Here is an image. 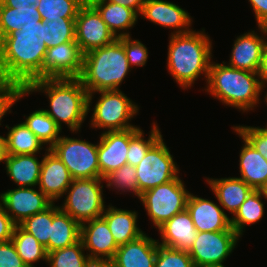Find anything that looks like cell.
I'll list each match as a JSON object with an SVG mask.
<instances>
[{"label":"cell","mask_w":267,"mask_h":267,"mask_svg":"<svg viewBox=\"0 0 267 267\" xmlns=\"http://www.w3.org/2000/svg\"><path fill=\"white\" fill-rule=\"evenodd\" d=\"M44 21H31L21 30L0 39V79L14 82L24 89L42 79L47 47Z\"/></svg>","instance_id":"obj_1"},{"label":"cell","mask_w":267,"mask_h":267,"mask_svg":"<svg viewBox=\"0 0 267 267\" xmlns=\"http://www.w3.org/2000/svg\"><path fill=\"white\" fill-rule=\"evenodd\" d=\"M166 68L182 90L190 89L201 76L207 83L209 67L214 56L213 39L205 28L184 34H170Z\"/></svg>","instance_id":"obj_2"},{"label":"cell","mask_w":267,"mask_h":267,"mask_svg":"<svg viewBox=\"0 0 267 267\" xmlns=\"http://www.w3.org/2000/svg\"><path fill=\"white\" fill-rule=\"evenodd\" d=\"M28 97L34 93H44L49 106L43 110L63 128L67 126L72 134L81 132L88 116V92L78 78L37 79L24 89Z\"/></svg>","instance_id":"obj_3"},{"label":"cell","mask_w":267,"mask_h":267,"mask_svg":"<svg viewBox=\"0 0 267 267\" xmlns=\"http://www.w3.org/2000/svg\"><path fill=\"white\" fill-rule=\"evenodd\" d=\"M205 84L203 92L242 113L254 112L262 102L258 74L230 67L223 61L218 63L212 59Z\"/></svg>","instance_id":"obj_4"},{"label":"cell","mask_w":267,"mask_h":267,"mask_svg":"<svg viewBox=\"0 0 267 267\" xmlns=\"http://www.w3.org/2000/svg\"><path fill=\"white\" fill-rule=\"evenodd\" d=\"M131 70L124 46L116 39L107 46L84 54L78 79L88 94L101 90H119Z\"/></svg>","instance_id":"obj_5"},{"label":"cell","mask_w":267,"mask_h":267,"mask_svg":"<svg viewBox=\"0 0 267 267\" xmlns=\"http://www.w3.org/2000/svg\"><path fill=\"white\" fill-rule=\"evenodd\" d=\"M100 95L94 106V95ZM93 106V107H92ZM88 113L90 127L101 129V133L107 131H121L130 128L140 127L131 123V120L139 115L140 106L131 98L119 90H101L88 94Z\"/></svg>","instance_id":"obj_6"},{"label":"cell","mask_w":267,"mask_h":267,"mask_svg":"<svg viewBox=\"0 0 267 267\" xmlns=\"http://www.w3.org/2000/svg\"><path fill=\"white\" fill-rule=\"evenodd\" d=\"M103 184L104 178L73 179L60 209L80 224L102 217L107 206Z\"/></svg>","instance_id":"obj_7"},{"label":"cell","mask_w":267,"mask_h":267,"mask_svg":"<svg viewBox=\"0 0 267 267\" xmlns=\"http://www.w3.org/2000/svg\"><path fill=\"white\" fill-rule=\"evenodd\" d=\"M190 193L179 175L174 180L141 193L139 201L157 230L174 215L186 209Z\"/></svg>","instance_id":"obj_8"},{"label":"cell","mask_w":267,"mask_h":267,"mask_svg":"<svg viewBox=\"0 0 267 267\" xmlns=\"http://www.w3.org/2000/svg\"><path fill=\"white\" fill-rule=\"evenodd\" d=\"M50 150L64 163L72 179L100 178L98 141L95 144L63 134Z\"/></svg>","instance_id":"obj_9"},{"label":"cell","mask_w":267,"mask_h":267,"mask_svg":"<svg viewBox=\"0 0 267 267\" xmlns=\"http://www.w3.org/2000/svg\"><path fill=\"white\" fill-rule=\"evenodd\" d=\"M169 149L162 136L135 166L139 198L141 193L174 180L180 175L179 165Z\"/></svg>","instance_id":"obj_10"},{"label":"cell","mask_w":267,"mask_h":267,"mask_svg":"<svg viewBox=\"0 0 267 267\" xmlns=\"http://www.w3.org/2000/svg\"><path fill=\"white\" fill-rule=\"evenodd\" d=\"M240 238L232 227L225 231L198 232L188 253L195 267L225 265L224 262L237 248Z\"/></svg>","instance_id":"obj_11"},{"label":"cell","mask_w":267,"mask_h":267,"mask_svg":"<svg viewBox=\"0 0 267 267\" xmlns=\"http://www.w3.org/2000/svg\"><path fill=\"white\" fill-rule=\"evenodd\" d=\"M116 39L98 11L87 1L75 19V41L83 54L107 46Z\"/></svg>","instance_id":"obj_12"},{"label":"cell","mask_w":267,"mask_h":267,"mask_svg":"<svg viewBox=\"0 0 267 267\" xmlns=\"http://www.w3.org/2000/svg\"><path fill=\"white\" fill-rule=\"evenodd\" d=\"M83 57L76 41L47 48L42 79L78 78L82 72Z\"/></svg>","instance_id":"obj_13"},{"label":"cell","mask_w":267,"mask_h":267,"mask_svg":"<svg viewBox=\"0 0 267 267\" xmlns=\"http://www.w3.org/2000/svg\"><path fill=\"white\" fill-rule=\"evenodd\" d=\"M0 203L14 223L19 225L30 216L46 210L54 202L38 187H14L0 193Z\"/></svg>","instance_id":"obj_14"},{"label":"cell","mask_w":267,"mask_h":267,"mask_svg":"<svg viewBox=\"0 0 267 267\" xmlns=\"http://www.w3.org/2000/svg\"><path fill=\"white\" fill-rule=\"evenodd\" d=\"M256 30L250 29L235 38L229 61H223L225 64L240 70L258 72L267 45V27L257 26Z\"/></svg>","instance_id":"obj_15"},{"label":"cell","mask_w":267,"mask_h":267,"mask_svg":"<svg viewBox=\"0 0 267 267\" xmlns=\"http://www.w3.org/2000/svg\"><path fill=\"white\" fill-rule=\"evenodd\" d=\"M139 16L154 25L171 29V35L188 33L194 29L190 13L167 0H146Z\"/></svg>","instance_id":"obj_16"},{"label":"cell","mask_w":267,"mask_h":267,"mask_svg":"<svg viewBox=\"0 0 267 267\" xmlns=\"http://www.w3.org/2000/svg\"><path fill=\"white\" fill-rule=\"evenodd\" d=\"M141 127L121 131H107L100 134L98 142V164L100 178L127 164L130 138Z\"/></svg>","instance_id":"obj_17"},{"label":"cell","mask_w":267,"mask_h":267,"mask_svg":"<svg viewBox=\"0 0 267 267\" xmlns=\"http://www.w3.org/2000/svg\"><path fill=\"white\" fill-rule=\"evenodd\" d=\"M80 240L91 260L111 261L119 247L103 217L83 222Z\"/></svg>","instance_id":"obj_18"},{"label":"cell","mask_w":267,"mask_h":267,"mask_svg":"<svg viewBox=\"0 0 267 267\" xmlns=\"http://www.w3.org/2000/svg\"><path fill=\"white\" fill-rule=\"evenodd\" d=\"M186 209L198 232L225 231L231 228V217L224 212L219 202L190 193Z\"/></svg>","instance_id":"obj_19"},{"label":"cell","mask_w":267,"mask_h":267,"mask_svg":"<svg viewBox=\"0 0 267 267\" xmlns=\"http://www.w3.org/2000/svg\"><path fill=\"white\" fill-rule=\"evenodd\" d=\"M43 162L37 187L52 201L58 202L70 186L72 177L59 157L50 149L42 153Z\"/></svg>","instance_id":"obj_20"},{"label":"cell","mask_w":267,"mask_h":267,"mask_svg":"<svg viewBox=\"0 0 267 267\" xmlns=\"http://www.w3.org/2000/svg\"><path fill=\"white\" fill-rule=\"evenodd\" d=\"M157 250V239L144 233L119 246L111 262L114 267H155Z\"/></svg>","instance_id":"obj_21"},{"label":"cell","mask_w":267,"mask_h":267,"mask_svg":"<svg viewBox=\"0 0 267 267\" xmlns=\"http://www.w3.org/2000/svg\"><path fill=\"white\" fill-rule=\"evenodd\" d=\"M157 232L160 234L158 244L187 252L193 247L198 233L187 209L166 221Z\"/></svg>","instance_id":"obj_22"},{"label":"cell","mask_w":267,"mask_h":267,"mask_svg":"<svg viewBox=\"0 0 267 267\" xmlns=\"http://www.w3.org/2000/svg\"><path fill=\"white\" fill-rule=\"evenodd\" d=\"M214 197L220 206L231 214L232 217L239 209L241 204L247 199V196L253 190L244 180L237 177L210 178L204 177Z\"/></svg>","instance_id":"obj_23"},{"label":"cell","mask_w":267,"mask_h":267,"mask_svg":"<svg viewBox=\"0 0 267 267\" xmlns=\"http://www.w3.org/2000/svg\"><path fill=\"white\" fill-rule=\"evenodd\" d=\"M136 210L117 208L108 204L102 217L106 220L111 234L118 246L139 238L145 233L141 230Z\"/></svg>","instance_id":"obj_24"},{"label":"cell","mask_w":267,"mask_h":267,"mask_svg":"<svg viewBox=\"0 0 267 267\" xmlns=\"http://www.w3.org/2000/svg\"><path fill=\"white\" fill-rule=\"evenodd\" d=\"M100 14L116 38L131 36V30L140 17L131 8L109 2L108 0H87Z\"/></svg>","instance_id":"obj_25"},{"label":"cell","mask_w":267,"mask_h":267,"mask_svg":"<svg viewBox=\"0 0 267 267\" xmlns=\"http://www.w3.org/2000/svg\"><path fill=\"white\" fill-rule=\"evenodd\" d=\"M231 128L244 143L239 151V178L253 189H261L267 183V160L232 126Z\"/></svg>","instance_id":"obj_26"},{"label":"cell","mask_w":267,"mask_h":267,"mask_svg":"<svg viewBox=\"0 0 267 267\" xmlns=\"http://www.w3.org/2000/svg\"><path fill=\"white\" fill-rule=\"evenodd\" d=\"M38 158H40L38 154H8L4 168L16 187H36L38 185L43 155L41 160Z\"/></svg>","instance_id":"obj_27"},{"label":"cell","mask_w":267,"mask_h":267,"mask_svg":"<svg viewBox=\"0 0 267 267\" xmlns=\"http://www.w3.org/2000/svg\"><path fill=\"white\" fill-rule=\"evenodd\" d=\"M81 224L53 203V222L49 237V252L74 245L80 241Z\"/></svg>","instance_id":"obj_28"},{"label":"cell","mask_w":267,"mask_h":267,"mask_svg":"<svg viewBox=\"0 0 267 267\" xmlns=\"http://www.w3.org/2000/svg\"><path fill=\"white\" fill-rule=\"evenodd\" d=\"M5 127L8 131L5 135L7 153L9 155H41L42 150H48L42 141L23 122L20 121V123H16L12 127L5 125Z\"/></svg>","instance_id":"obj_29"},{"label":"cell","mask_w":267,"mask_h":267,"mask_svg":"<svg viewBox=\"0 0 267 267\" xmlns=\"http://www.w3.org/2000/svg\"><path fill=\"white\" fill-rule=\"evenodd\" d=\"M263 198L266 201L261 189H253L231 217V227L240 237L243 236L246 226L249 225L250 227L259 223L264 217L265 203L262 201Z\"/></svg>","instance_id":"obj_30"},{"label":"cell","mask_w":267,"mask_h":267,"mask_svg":"<svg viewBox=\"0 0 267 267\" xmlns=\"http://www.w3.org/2000/svg\"><path fill=\"white\" fill-rule=\"evenodd\" d=\"M22 121L48 149H50L62 136L61 128L56 122L43 110L38 108L30 112L28 116L24 115Z\"/></svg>","instance_id":"obj_31"},{"label":"cell","mask_w":267,"mask_h":267,"mask_svg":"<svg viewBox=\"0 0 267 267\" xmlns=\"http://www.w3.org/2000/svg\"><path fill=\"white\" fill-rule=\"evenodd\" d=\"M12 242L18 255L27 267H36L34 264L40 261L47 263L48 253L46 248L38 240L19 225L15 226Z\"/></svg>","instance_id":"obj_32"},{"label":"cell","mask_w":267,"mask_h":267,"mask_svg":"<svg viewBox=\"0 0 267 267\" xmlns=\"http://www.w3.org/2000/svg\"><path fill=\"white\" fill-rule=\"evenodd\" d=\"M31 21H42L36 5L26 8H11L0 2V39L19 31Z\"/></svg>","instance_id":"obj_33"},{"label":"cell","mask_w":267,"mask_h":267,"mask_svg":"<svg viewBox=\"0 0 267 267\" xmlns=\"http://www.w3.org/2000/svg\"><path fill=\"white\" fill-rule=\"evenodd\" d=\"M148 138H145V132L141 128L130 138L127 152V164L137 166L145 157L148 150L163 136L156 122H152L151 129L147 133Z\"/></svg>","instance_id":"obj_34"},{"label":"cell","mask_w":267,"mask_h":267,"mask_svg":"<svg viewBox=\"0 0 267 267\" xmlns=\"http://www.w3.org/2000/svg\"><path fill=\"white\" fill-rule=\"evenodd\" d=\"M91 261L81 240L72 246L49 252L47 256L49 267H88Z\"/></svg>","instance_id":"obj_35"},{"label":"cell","mask_w":267,"mask_h":267,"mask_svg":"<svg viewBox=\"0 0 267 267\" xmlns=\"http://www.w3.org/2000/svg\"><path fill=\"white\" fill-rule=\"evenodd\" d=\"M87 0H40L36 5L42 21L76 18Z\"/></svg>","instance_id":"obj_36"},{"label":"cell","mask_w":267,"mask_h":267,"mask_svg":"<svg viewBox=\"0 0 267 267\" xmlns=\"http://www.w3.org/2000/svg\"><path fill=\"white\" fill-rule=\"evenodd\" d=\"M104 182L106 183V188H110L112 191L117 190L115 191L116 193H132V195H135L139 199L138 180L134 166L128 164L123 165L105 176Z\"/></svg>","instance_id":"obj_37"},{"label":"cell","mask_w":267,"mask_h":267,"mask_svg":"<svg viewBox=\"0 0 267 267\" xmlns=\"http://www.w3.org/2000/svg\"><path fill=\"white\" fill-rule=\"evenodd\" d=\"M53 222V204L46 210L36 213L25 219L19 226L33 235L49 253V237L51 236V224Z\"/></svg>","instance_id":"obj_38"},{"label":"cell","mask_w":267,"mask_h":267,"mask_svg":"<svg viewBox=\"0 0 267 267\" xmlns=\"http://www.w3.org/2000/svg\"><path fill=\"white\" fill-rule=\"evenodd\" d=\"M75 19L63 18L44 21L45 23V45L47 48L75 41Z\"/></svg>","instance_id":"obj_39"},{"label":"cell","mask_w":267,"mask_h":267,"mask_svg":"<svg viewBox=\"0 0 267 267\" xmlns=\"http://www.w3.org/2000/svg\"><path fill=\"white\" fill-rule=\"evenodd\" d=\"M28 94L16 83L0 79V126L2 119L12 113V107Z\"/></svg>","instance_id":"obj_40"},{"label":"cell","mask_w":267,"mask_h":267,"mask_svg":"<svg viewBox=\"0 0 267 267\" xmlns=\"http://www.w3.org/2000/svg\"><path fill=\"white\" fill-rule=\"evenodd\" d=\"M155 267H195L187 251L158 244Z\"/></svg>","instance_id":"obj_41"},{"label":"cell","mask_w":267,"mask_h":267,"mask_svg":"<svg viewBox=\"0 0 267 267\" xmlns=\"http://www.w3.org/2000/svg\"><path fill=\"white\" fill-rule=\"evenodd\" d=\"M124 46V51L129 65L134 67H144L147 64L149 50L139 39H133L131 36L117 38Z\"/></svg>","instance_id":"obj_42"},{"label":"cell","mask_w":267,"mask_h":267,"mask_svg":"<svg viewBox=\"0 0 267 267\" xmlns=\"http://www.w3.org/2000/svg\"><path fill=\"white\" fill-rule=\"evenodd\" d=\"M232 127L267 160V124L263 127L244 124Z\"/></svg>","instance_id":"obj_43"},{"label":"cell","mask_w":267,"mask_h":267,"mask_svg":"<svg viewBox=\"0 0 267 267\" xmlns=\"http://www.w3.org/2000/svg\"><path fill=\"white\" fill-rule=\"evenodd\" d=\"M0 267H27L18 255L12 240L0 243Z\"/></svg>","instance_id":"obj_44"},{"label":"cell","mask_w":267,"mask_h":267,"mask_svg":"<svg viewBox=\"0 0 267 267\" xmlns=\"http://www.w3.org/2000/svg\"><path fill=\"white\" fill-rule=\"evenodd\" d=\"M16 224L6 213L3 205L0 203V243L12 239Z\"/></svg>","instance_id":"obj_45"},{"label":"cell","mask_w":267,"mask_h":267,"mask_svg":"<svg viewBox=\"0 0 267 267\" xmlns=\"http://www.w3.org/2000/svg\"><path fill=\"white\" fill-rule=\"evenodd\" d=\"M253 9L256 26L267 27V0H248Z\"/></svg>","instance_id":"obj_46"},{"label":"cell","mask_w":267,"mask_h":267,"mask_svg":"<svg viewBox=\"0 0 267 267\" xmlns=\"http://www.w3.org/2000/svg\"><path fill=\"white\" fill-rule=\"evenodd\" d=\"M109 2L122 5L126 8H131L134 10L138 15L141 14L143 5L146 0H108Z\"/></svg>","instance_id":"obj_47"},{"label":"cell","mask_w":267,"mask_h":267,"mask_svg":"<svg viewBox=\"0 0 267 267\" xmlns=\"http://www.w3.org/2000/svg\"><path fill=\"white\" fill-rule=\"evenodd\" d=\"M257 74H258L261 86H267V45L264 48L262 59H261Z\"/></svg>","instance_id":"obj_48"},{"label":"cell","mask_w":267,"mask_h":267,"mask_svg":"<svg viewBox=\"0 0 267 267\" xmlns=\"http://www.w3.org/2000/svg\"><path fill=\"white\" fill-rule=\"evenodd\" d=\"M40 0H0V2L11 8H26L31 5H37Z\"/></svg>","instance_id":"obj_49"},{"label":"cell","mask_w":267,"mask_h":267,"mask_svg":"<svg viewBox=\"0 0 267 267\" xmlns=\"http://www.w3.org/2000/svg\"><path fill=\"white\" fill-rule=\"evenodd\" d=\"M8 156L6 136L0 135V163H5Z\"/></svg>","instance_id":"obj_50"},{"label":"cell","mask_w":267,"mask_h":267,"mask_svg":"<svg viewBox=\"0 0 267 267\" xmlns=\"http://www.w3.org/2000/svg\"><path fill=\"white\" fill-rule=\"evenodd\" d=\"M88 267H114L111 261L92 260Z\"/></svg>","instance_id":"obj_51"},{"label":"cell","mask_w":267,"mask_h":267,"mask_svg":"<svg viewBox=\"0 0 267 267\" xmlns=\"http://www.w3.org/2000/svg\"><path fill=\"white\" fill-rule=\"evenodd\" d=\"M262 87V94H263V92H264V95H262L263 97H264V99H263V101L265 102V104L267 105V90L266 91H264L266 88H267V86H261ZM267 124V123H266Z\"/></svg>","instance_id":"obj_52"},{"label":"cell","mask_w":267,"mask_h":267,"mask_svg":"<svg viewBox=\"0 0 267 267\" xmlns=\"http://www.w3.org/2000/svg\"><path fill=\"white\" fill-rule=\"evenodd\" d=\"M261 192L263 193V196H265V199L267 200V183L261 188Z\"/></svg>","instance_id":"obj_53"},{"label":"cell","mask_w":267,"mask_h":267,"mask_svg":"<svg viewBox=\"0 0 267 267\" xmlns=\"http://www.w3.org/2000/svg\"><path fill=\"white\" fill-rule=\"evenodd\" d=\"M226 265H209V266H201V267H225Z\"/></svg>","instance_id":"obj_54"}]
</instances>
